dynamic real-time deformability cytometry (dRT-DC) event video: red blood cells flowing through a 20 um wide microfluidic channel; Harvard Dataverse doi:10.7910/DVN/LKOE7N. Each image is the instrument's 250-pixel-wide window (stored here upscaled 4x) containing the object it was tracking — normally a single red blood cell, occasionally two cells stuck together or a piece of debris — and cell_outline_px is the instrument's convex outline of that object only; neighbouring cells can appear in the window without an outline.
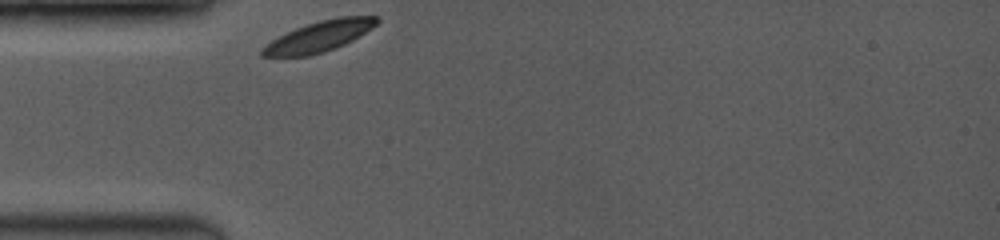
{"species": "common noctule bat (a hibernating species)", "species_latin": "Nyctalus noctula", "temperature_condition": "room temperature", "stored_images_in_passage": 10, "camera_frame_rate_fps": 3500, "um_per_image_px": 0.085, "animal": {"sex": "female", "body_mass_g": 19.0, "forearm_length_mm": 53.3}, "frame": {"image": 1, "passage_image": 1, "time_ms": 0.0, "image_size_px": [1000, 240], "cell_outline_px": [[380, 20], [372, 28], [352, 40], [336, 48], [324, 52], [308, 56], [260, 56], [260, 48], [272, 40], [296, 28], [320, 20], [340, 16], [376, 16]], "centroid_in_image_um": [27.13, 3.1], "position_along_channel_um": 57.9, "area_um2": 20.23}}
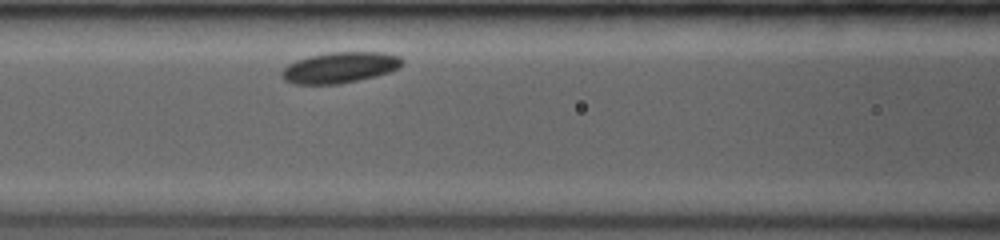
{"frame": {"image": 2, "passage_image": 6, "time_ms": 2.286, "image_size_px": [1000, 240], "cell_outline_px": [[404, 64], [400, 68], [392, 72], [376, 76], [340, 84], [292, 84], [284, 80], [280, 76], [280, 72], [288, 64], [296, 60], [308, 56], [332, 52], [384, 52], [400, 56], [404, 60]], "centroid_in_image_um": [28.92, 5.74], "position_along_channel_um": 137.7, "area_um2": 22.08}}
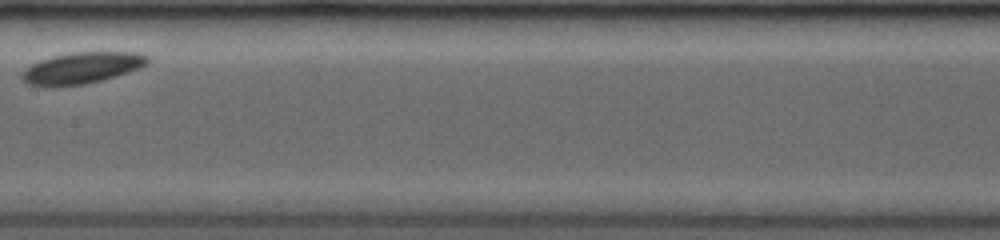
{"frame": {"image": 3, "passage_image": 9, "time_ms": 4.0, "image_size_px": [1000, 240], "cell_outline_px": [[148, 64], [140, 68], [116, 76], [84, 84], [28, 84], [20, 76], [24, 68], [40, 60], [52, 56], [72, 52], [136, 52], [148, 56]], "centroid_in_image_um": [7.0, 5.73], "position_along_channel_um": 200.4, "area_um2": 22.37}}